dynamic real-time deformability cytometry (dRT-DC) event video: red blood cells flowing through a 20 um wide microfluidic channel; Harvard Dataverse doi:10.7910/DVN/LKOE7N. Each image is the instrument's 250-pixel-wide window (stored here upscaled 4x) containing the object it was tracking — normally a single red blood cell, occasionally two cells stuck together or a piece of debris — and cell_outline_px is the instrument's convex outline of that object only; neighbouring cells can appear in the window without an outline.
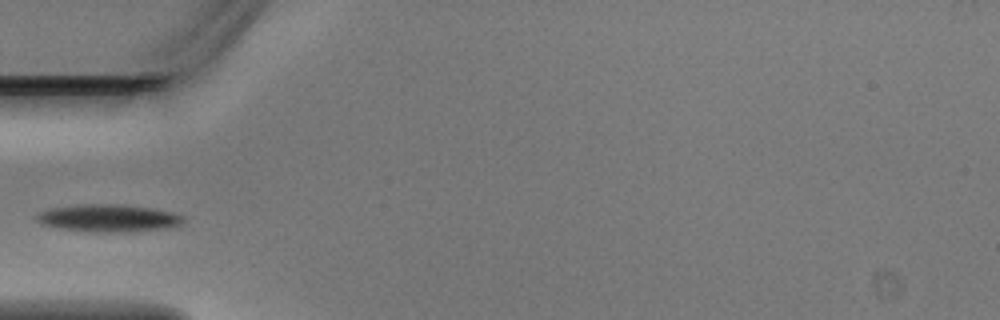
{"species": "Egyptian fruit bat (a non-hibernating species)", "species_latin": "Rousettus aegyptiacus", "temperature_condition": "warm", "stored_images_in_passage": 2, "camera_frame_rate_fps": 3000, "um_per_image_px": 0.085, "animal": {"sex": "male"}, "frame": {"image": 1, "passage_image": 2, "time_ms": 0.333, "image_size_px": [1000, 320], "cell_outline_px": [[184, 220], [180, 224], [172, 228], [120, 232], [96, 232], [60, 228], [40, 224], [32, 216], [40, 212], [52, 208], [80, 204], [116, 204], [152, 208], [172, 212], [184, 216]], "centroid_in_image_um": [9.21, 18.54], "position_along_channel_um": 75.8, "area_um2": 23.52}}